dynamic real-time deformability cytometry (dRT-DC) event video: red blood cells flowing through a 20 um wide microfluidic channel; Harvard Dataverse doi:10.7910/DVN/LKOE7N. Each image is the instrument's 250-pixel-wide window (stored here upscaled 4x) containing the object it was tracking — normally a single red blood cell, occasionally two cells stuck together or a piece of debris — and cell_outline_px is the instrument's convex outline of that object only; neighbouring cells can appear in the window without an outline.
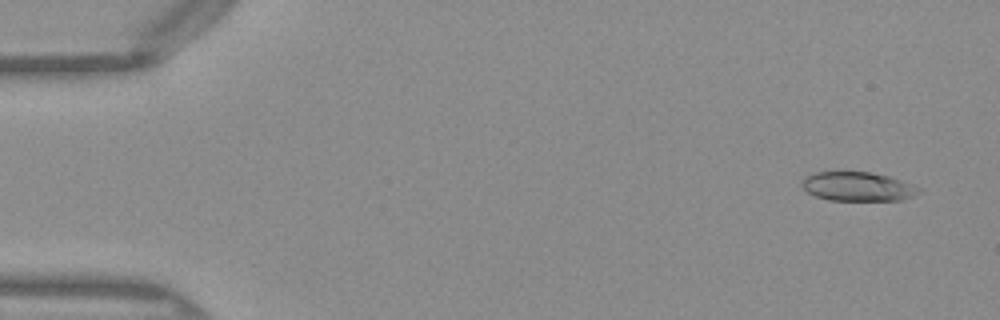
{"species": "Egyptian fruit bat (a non-hibernating species)", "species_latin": "Rousettus aegyptiacus", "temperature_condition": "warm", "stored_images_in_passage": 50, "camera_frame_rate_fps": 3000, "um_per_image_px": 0.085, "frame": {"image": 1, "passage_image": 3, "time_ms": 0.667, "image_size_px": [1000, 320], "cell_outline_px": [[924, 188], [920, 192], [904, 200], [828, 200], [816, 196], [808, 192], [800, 184], [800, 180], [804, 176], [816, 172], [868, 172], [888, 176]], "centroid_in_image_um": [72.9, 15.85], "position_along_channel_um": 12.1, "area_um2": 19.88}}
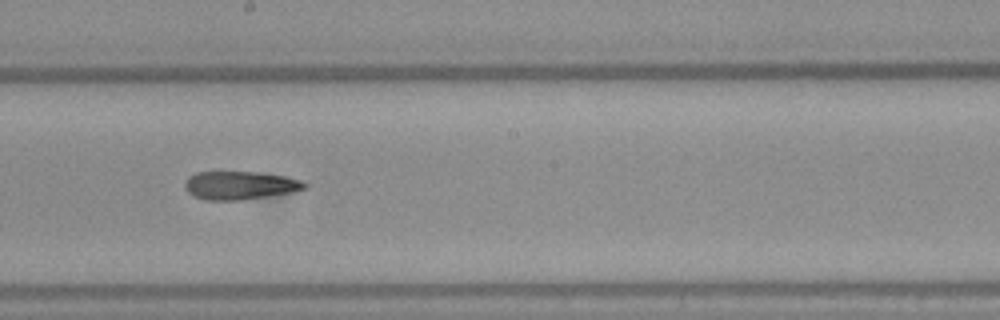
{"frame": {"image": 2, "passage_image": 28, "time_ms": 9.0, "image_size_px": [1000, 320], "cell_outline_px": [[308, 188], [296, 192], [240, 200], [204, 200], [188, 192], [184, 184], [188, 176], [196, 172], [252, 172], [284, 176], [300, 180], [308, 184]], "centroid_in_image_um": [20.42, 15.76], "position_along_channel_um": 227.8, "area_um2": 19.71}}
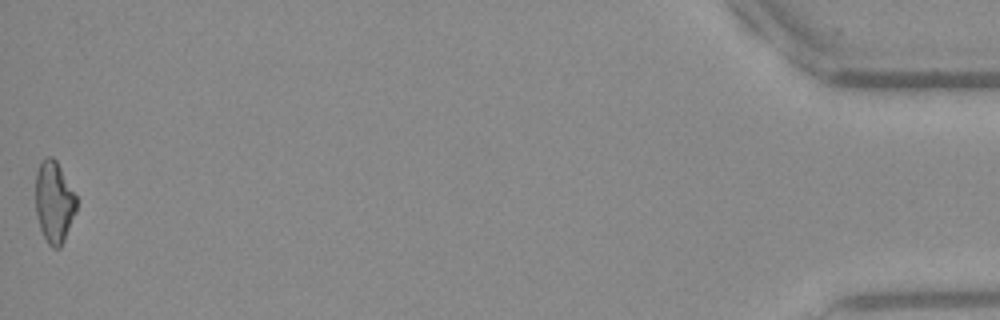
{"frame": {"image": 3, "passage_image": 50, "time_ms": 16.333, "image_size_px": [1000, 320], "cell_outline_px": [[76, 212], [64, 240], [60, 248], [52, 248], [48, 244], [40, 228], [36, 216], [36, 172], [40, 160], [44, 156], [52, 156], [56, 160], [76, 196]], "centroid_in_image_um": [4.58, 17.16], "position_along_channel_um": 430.6, "area_um2": 19.48}, "authors_computed_cell_mechanics": {"area_um2": 20.1722, "velocity_mm_per_s": 4.0762, "shape_relaxation_time_tau1_ms": null, "shape_relaxation_time_tau2_ms": 2.6932, "deformation_change_tau1": null, "deformation_change_tau2": 0.136}}